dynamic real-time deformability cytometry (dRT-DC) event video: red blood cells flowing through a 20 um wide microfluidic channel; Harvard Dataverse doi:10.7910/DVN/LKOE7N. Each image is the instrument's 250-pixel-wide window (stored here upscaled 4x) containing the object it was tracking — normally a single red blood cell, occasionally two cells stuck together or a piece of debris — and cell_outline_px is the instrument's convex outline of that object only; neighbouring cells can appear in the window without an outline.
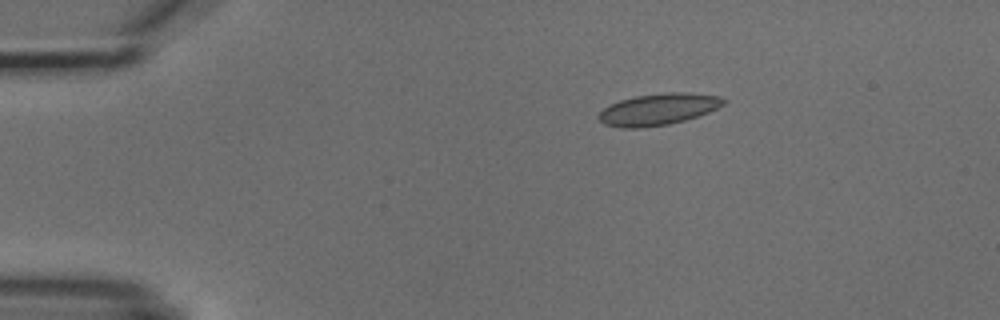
{"species": "common noctule bat (a hibernating species)", "species_latin": "Nyctalus noctula", "temperature_condition": "cold", "stored_images_in_passage": 4, "camera_frame_rate_fps": 3000, "um_per_image_px": 0.085, "animal": {"sex": "male", "body_mass_g": 18.8}, "frame": {"image": 1, "passage_image": 1, "time_ms": 0.0, "image_size_px": [1000, 320], "cell_outline_px": [[728, 100], [724, 104], [708, 112], [684, 120], [668, 124], [640, 128], [620, 128], [604, 124], [596, 116], [604, 108], [620, 100], [636, 96], [664, 92], [688, 92], [720, 96]], "centroid_in_image_um": [55.95, 9.28], "position_along_channel_um": 29.0, "area_um2": 22.95}}
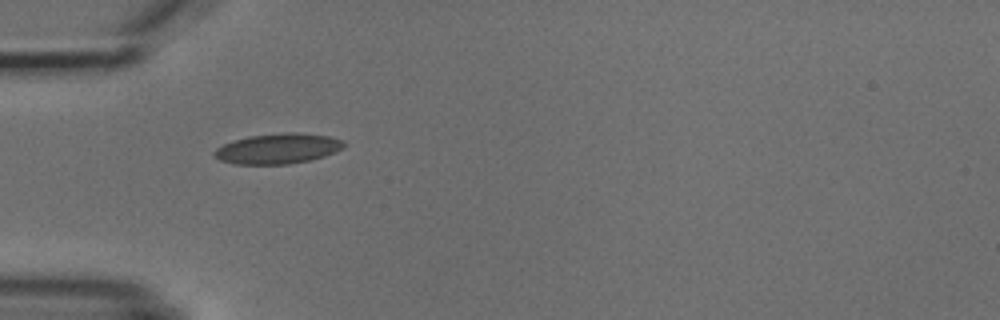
{"frame": {"image": 2, "passage_image": 3, "time_ms": 2.333, "image_size_px": [1000, 320], "cell_outline_px": [[344, 148], [336, 152], [324, 156], [308, 160], [288, 164], [236, 164], [220, 160], [212, 156], [212, 152], [216, 148], [224, 144], [248, 136], [284, 132], [296, 132], [328, 136], [344, 140]], "centroid_in_image_um": [23.62, 12.63], "position_along_channel_um": 61.4, "area_um2": 22.89}}
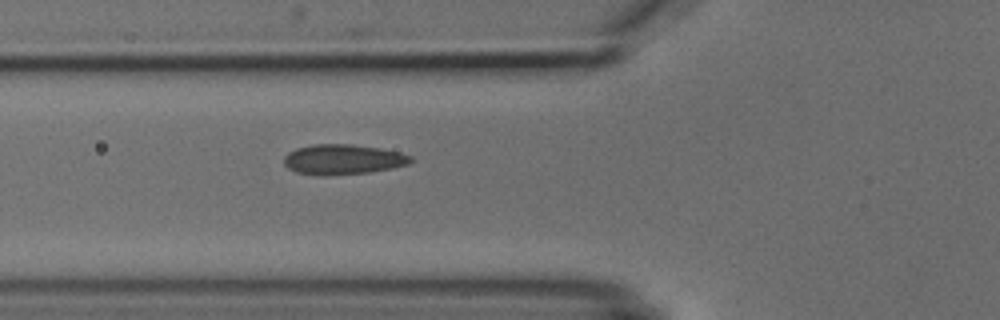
{"frame": {"image": 3, "passage_image": 4, "time_ms": 3.333, "image_size_px": [1000, 320], "cell_outline_px": [[412, 160], [408, 164], [392, 168], [368, 172], [324, 176], [320, 176], [296, 172], [288, 168], [284, 164], [284, 156], [288, 152], [296, 148], [312, 144], [352, 144], [380, 148], [400, 152], [412, 156]], "centroid_in_image_um": [29.12, 13.55], "position_along_channel_um": 96.7, "area_um2": 22.37}}